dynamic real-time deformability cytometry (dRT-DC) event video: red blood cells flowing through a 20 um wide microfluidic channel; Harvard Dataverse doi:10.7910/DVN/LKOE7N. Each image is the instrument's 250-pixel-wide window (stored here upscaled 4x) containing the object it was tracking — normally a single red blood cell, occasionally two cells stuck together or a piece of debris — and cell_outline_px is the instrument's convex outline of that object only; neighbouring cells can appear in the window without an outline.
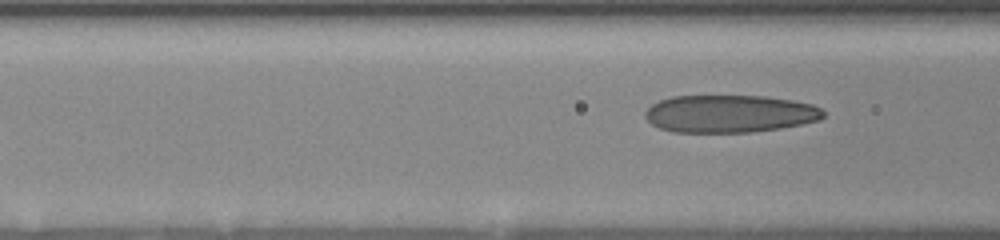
{"species": "human", "species_latin": "Homo sapiens", "temperature_condition": "room temperature", "stored_images_in_passage": 9, "segment_of_instrument_passage": [2, 2], "camera_frame_rate_fps": 3000, "um_per_image_px": 0.085, "donor": {"sex": "female"}, "frame": {"image": 1, "passage_image": 9, "time_ms": 6.333, "image_size_px": [1000, 240], "cell_outline_px": [[824, 116], [820, 120], [780, 128], [752, 132], [672, 132], [660, 128], [652, 124], [644, 116], [644, 112], [652, 104], [660, 100], [672, 96], [764, 96], [792, 100], [812, 104], [820, 108], [824, 112]], "centroid_in_image_um": [62.01, 9.67], "position_along_channel_um": 104.6, "area_um2": 39.02}}